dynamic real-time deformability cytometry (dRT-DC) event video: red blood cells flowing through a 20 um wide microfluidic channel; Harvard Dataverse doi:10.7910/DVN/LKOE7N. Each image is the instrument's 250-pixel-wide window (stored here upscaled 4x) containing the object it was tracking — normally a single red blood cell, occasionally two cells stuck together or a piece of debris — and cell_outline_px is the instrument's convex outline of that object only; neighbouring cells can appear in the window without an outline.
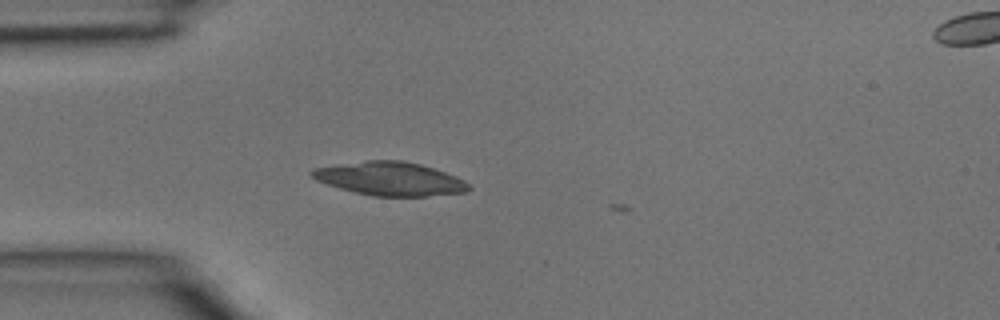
{"species": "common noctule bat (a hibernating species)", "species_latin": "Nyctalus noctula", "temperature_condition": "room temperature", "stored_images_in_passage": 5, "camera_frame_rate_fps": 3000, "um_per_image_px": 0.085, "animal": {"sex": "male", "body_mass_g": 15.6}, "frame": {"image": 1, "passage_image": 4, "time_ms": 1.0, "image_size_px": [1000, 320], "cell_outline_px": [[472, 188], [468, 192], [428, 196], [372, 196], [340, 188], [316, 180], [308, 172], [312, 168], [364, 160], [404, 160], [420, 164], [456, 176], [464, 180]], "centroid_in_image_um": [33.15, 15.19], "position_along_channel_um": 51.8, "area_um2": 30.69}}